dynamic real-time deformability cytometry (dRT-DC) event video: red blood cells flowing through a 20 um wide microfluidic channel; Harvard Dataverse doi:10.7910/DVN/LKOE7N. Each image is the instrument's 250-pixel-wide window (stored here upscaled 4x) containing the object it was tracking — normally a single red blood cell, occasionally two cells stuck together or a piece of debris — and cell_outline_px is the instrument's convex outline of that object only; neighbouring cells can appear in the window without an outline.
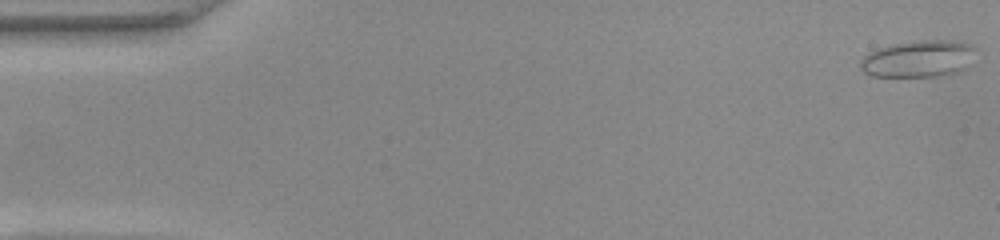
{"species": "common noctule bat (a hibernating species)", "species_latin": "Nyctalus noctula", "temperature_condition": "warm", "stored_images_in_passage": 50, "camera_frame_rate_fps": 3000, "um_per_image_px": 0.085, "animal": {"sex": "female", "body_mass_g": 22.0, "forearm_length_mm": 56.7}, "frame": {"image": 1, "passage_image": 1, "time_ms": 0.0, "image_size_px": [1000, 240], "cell_outline_px": [[976, 48], [964, 68], [960, 72], [936, 76], [872, 76], [864, 72], [860, 68], [860, 60], [868, 52], [892, 44], [920, 40], [948, 40], [972, 44]], "centroid_in_image_um": [78.03, 4.99], "position_along_channel_um": 7.0, "area_um2": 24.57}}
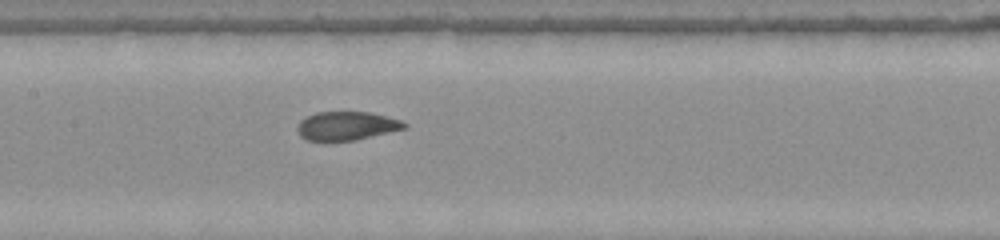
{"frame": {"image": 2, "passage_image": 24, "time_ms": 7.667, "image_size_px": [1000, 240], "cell_outline_px": [[408, 128], [356, 140], [304, 140], [300, 136], [296, 128], [300, 120], [316, 112], [368, 112], [400, 120], [408, 124]], "centroid_in_image_um": [29.46, 10.7], "position_along_channel_um": 177.9, "area_um2": 17.8}}
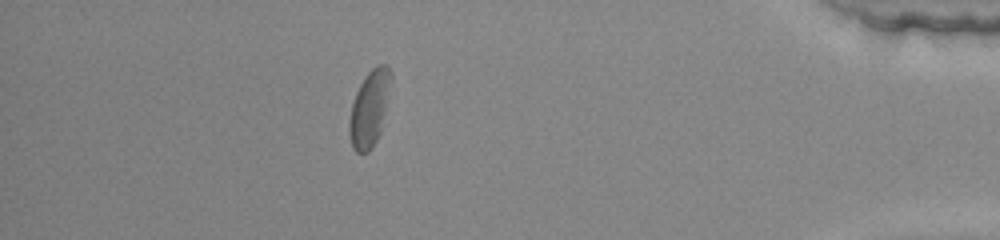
{"frame": {"image": 3, "passage_image": 44, "time_ms": 14.333, "image_size_px": [1000, 240], "cell_outline_px": [[392, 80], [380, 132], [372, 148], [368, 152], [356, 152], [352, 148], [348, 132], [348, 120], [352, 104], [356, 92], [364, 76], [376, 64], [388, 64], [392, 72]], "centroid_in_image_um": [31.4, 9.18], "position_along_channel_um": 403.8, "area_um2": 18.67}, "authors_computed_cell_mechanics": {"area_um2": 19.0162, "velocity_mm_per_s": 4.097, "shape_relaxation_time_tau1_ms": 6.9244, "shape_relaxation_time_tau2_ms": null, "deformation_change_tau1": 0.1484, "deformation_change_tau2": null}}